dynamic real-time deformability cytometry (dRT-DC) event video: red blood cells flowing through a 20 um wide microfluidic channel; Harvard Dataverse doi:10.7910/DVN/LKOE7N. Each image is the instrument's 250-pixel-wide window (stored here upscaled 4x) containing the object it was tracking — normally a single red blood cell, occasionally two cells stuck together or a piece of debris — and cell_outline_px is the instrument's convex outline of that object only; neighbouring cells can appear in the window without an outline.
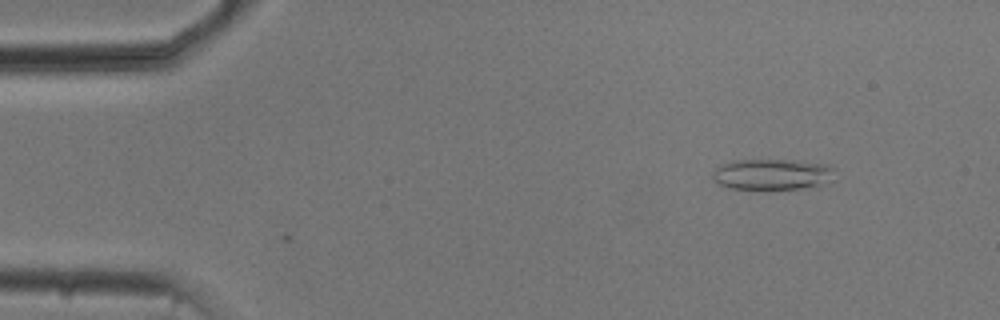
{"species": "common noctule bat (a hibernating species)", "species_latin": "Nyctalus noctula", "temperature_condition": "cold", "stored_images_in_passage": 3, "camera_frame_rate_fps": 3000, "um_per_image_px": 0.085, "animal": {"sex": "male", "body_mass_g": 20.5, "forearm_length_mm": 52.5}, "frame": {"image": 1, "passage_image": 3, "time_ms": 0.667, "image_size_px": [1000, 320], "cell_outline_px": [[836, 168], [820, 184], [800, 188], [728, 188], [712, 180], [712, 172], [720, 164], [732, 160], [796, 160], [828, 164]], "centroid_in_image_um": [65.52, 14.78], "position_along_channel_um": 19.5, "area_um2": 21.5}}